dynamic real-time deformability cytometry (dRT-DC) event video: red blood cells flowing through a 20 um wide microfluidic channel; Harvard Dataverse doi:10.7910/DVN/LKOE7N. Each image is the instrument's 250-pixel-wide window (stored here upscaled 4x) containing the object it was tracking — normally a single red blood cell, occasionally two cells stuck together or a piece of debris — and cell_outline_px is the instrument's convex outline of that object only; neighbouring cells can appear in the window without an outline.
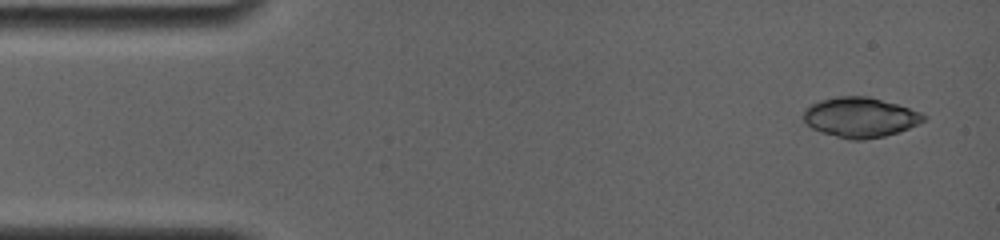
{"species": "common noctule bat (a hibernating species)", "species_latin": "Nyctalus noctula", "temperature_condition": "room temperature", "stored_images_in_passage": 4, "camera_frame_rate_fps": 4000, "um_per_image_px": 0.085, "animal": {"sex": "female", "body_mass_g": 19.0, "forearm_length_mm": 56.7}, "frame": {"image": 1, "passage_image": 1, "time_ms": 0.0, "image_size_px": [1000, 240], "cell_outline_px": [[928, 120], [920, 124], [884, 136], [860, 140], [848, 140], [812, 128], [804, 120], [804, 112], [812, 104], [820, 100], [836, 96], [868, 96], [896, 104], [920, 112], [928, 116]], "centroid_in_image_um": [73.16, 9.97], "position_along_channel_um": 11.8, "area_um2": 27.74}}
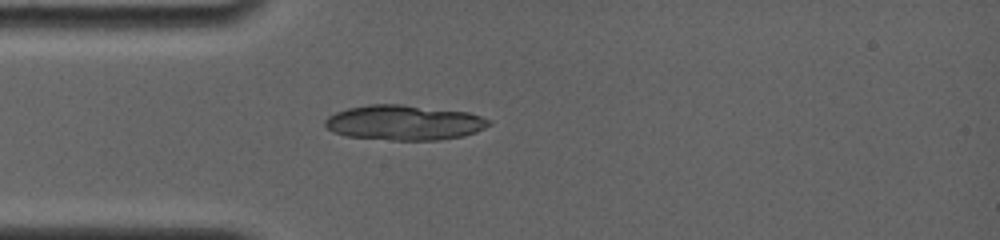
{"frame": {"image": 2, "passage_image": 4, "time_ms": 3.5, "image_size_px": [1000, 240], "cell_outline_px": [[492, 124], [476, 132], [464, 136], [436, 140], [392, 140], [344, 136], [332, 132], [324, 124], [324, 120], [328, 116], [336, 112], [348, 108], [368, 104], [400, 104], [468, 112], [492, 120]], "centroid_in_image_um": [34.35, 10.42], "position_along_channel_um": 50.7, "area_um2": 33.64}}